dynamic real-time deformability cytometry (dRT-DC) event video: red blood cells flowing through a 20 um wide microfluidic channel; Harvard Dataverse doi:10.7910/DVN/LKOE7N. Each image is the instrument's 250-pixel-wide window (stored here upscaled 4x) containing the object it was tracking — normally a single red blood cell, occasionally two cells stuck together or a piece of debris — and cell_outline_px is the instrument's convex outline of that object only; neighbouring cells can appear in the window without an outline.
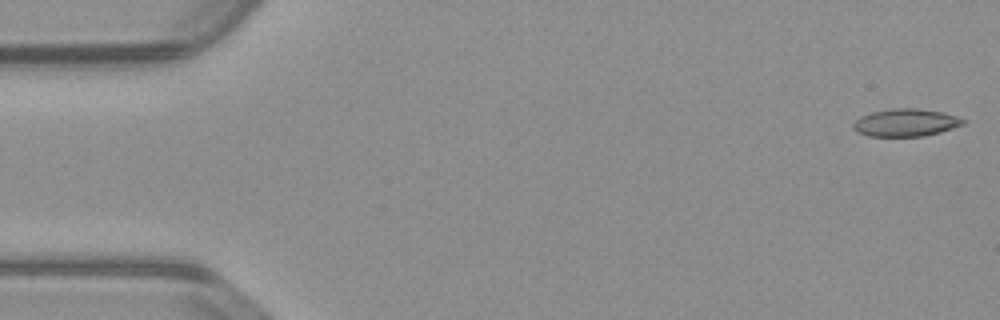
{"species": "common noctule bat (a hibernating species)", "species_latin": "Nyctalus noctula", "temperature_condition": "warm", "stored_images_in_passage": 54, "camera_frame_rate_fps": 3000, "um_per_image_px": 0.085, "animal": {"sex": "male", "body_mass_g": 23.1, "forearm_length_mm": 52.7}, "frame": {"image": 1, "passage_image": 1, "time_ms": 0.0, "image_size_px": [1000, 320], "cell_outline_px": [[968, 120], [964, 124], [940, 132], [924, 136], [868, 136], [856, 132], [852, 128], [852, 124], [860, 116], [872, 112], [892, 108], [916, 108], [944, 112]], "centroid_in_image_um": [76.98, 10.42], "position_along_channel_um": 8.0, "area_um2": 17.8}}
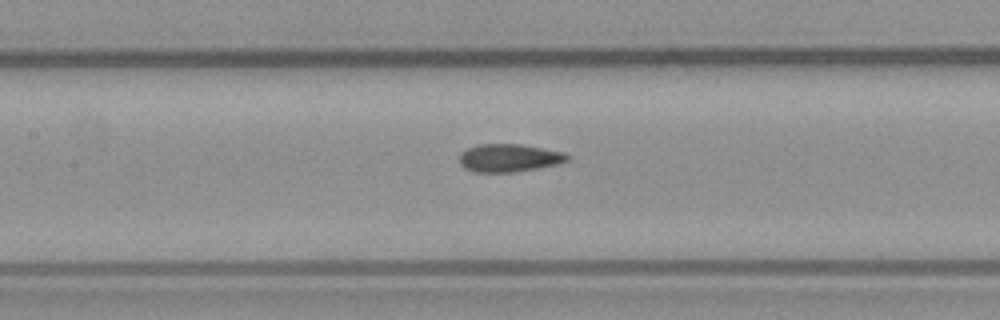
{"frame": {"image": 2, "passage_image": 24, "time_ms": 7.667, "image_size_px": [1000, 320], "cell_outline_px": [[568, 160], [556, 164], [516, 172], [476, 172], [464, 168], [460, 164], [460, 152], [476, 144], [520, 144], [564, 152], [568, 156]], "centroid_in_image_um": [43.22, 13.42], "position_along_channel_um": 164.2, "area_um2": 17.46}}
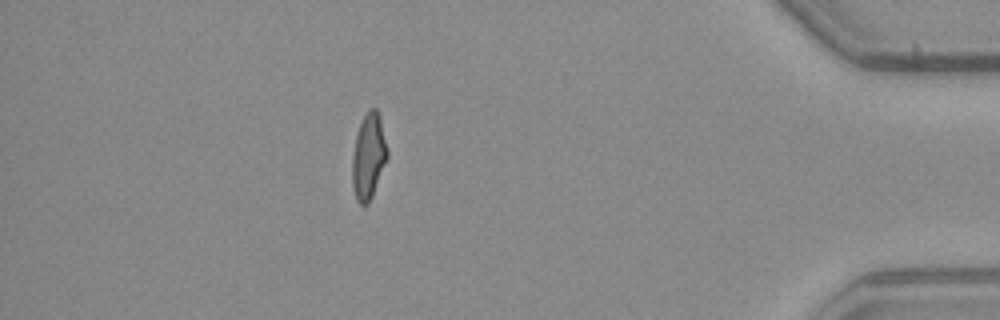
{"frame": {"image": 3, "passage_image": 47, "time_ms": 15.333, "image_size_px": [1000, 320], "cell_outline_px": [[388, 156], [372, 196], [368, 204], [360, 204], [356, 200], [352, 188], [352, 156], [356, 136], [360, 124], [364, 116], [372, 108], [376, 108], [380, 116], [388, 152]], "centroid_in_image_um": [31.32, 13.32], "position_along_channel_um": 403.9, "area_um2": 17.34}, "authors_computed_cell_mechanics": {"area_um2": 17.6001, "velocity_mm_per_s": 3.8148, "shape_relaxation_time_tau1_ms": 6.3966, "shape_relaxation_time_tau2_ms": 1.8046, "deformation_change_tau1": 0.179, "deformation_change_tau2": 0.0978}}